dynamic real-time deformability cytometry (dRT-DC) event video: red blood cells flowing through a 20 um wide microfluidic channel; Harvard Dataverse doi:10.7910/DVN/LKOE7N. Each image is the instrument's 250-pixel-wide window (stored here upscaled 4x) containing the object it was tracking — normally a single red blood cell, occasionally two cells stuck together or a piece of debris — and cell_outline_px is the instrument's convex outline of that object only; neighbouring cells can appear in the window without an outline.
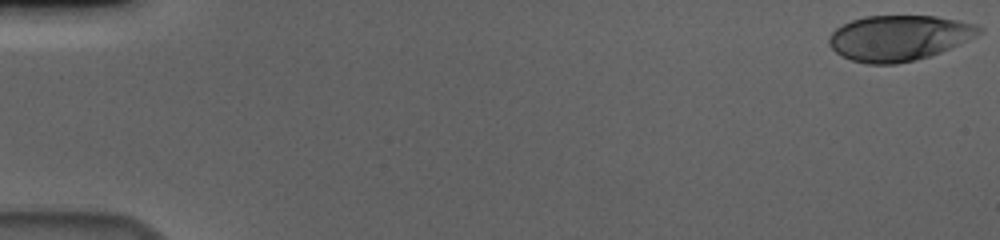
{"species": "human", "species_latin": "Homo sapiens", "temperature_condition": "cold", "stored_images_in_passage": 13, "camera_frame_rate_fps": 3000, "um_per_image_px": 0.085, "donor": {"sex": "male"}, "frame": {"image": 1, "passage_image": 1, "time_ms": 0.0, "image_size_px": [1000, 240], "cell_outline_px": [[984, 28], [976, 36], [940, 52], [928, 56], [896, 64], [868, 64], [852, 60], [836, 52], [828, 44], [828, 36], [836, 28], [852, 20], [864, 16], [936, 16], [976, 24]], "centroid_in_image_um": [76.39, 3.21], "position_along_channel_um": 8.6, "area_um2": 39.42}}